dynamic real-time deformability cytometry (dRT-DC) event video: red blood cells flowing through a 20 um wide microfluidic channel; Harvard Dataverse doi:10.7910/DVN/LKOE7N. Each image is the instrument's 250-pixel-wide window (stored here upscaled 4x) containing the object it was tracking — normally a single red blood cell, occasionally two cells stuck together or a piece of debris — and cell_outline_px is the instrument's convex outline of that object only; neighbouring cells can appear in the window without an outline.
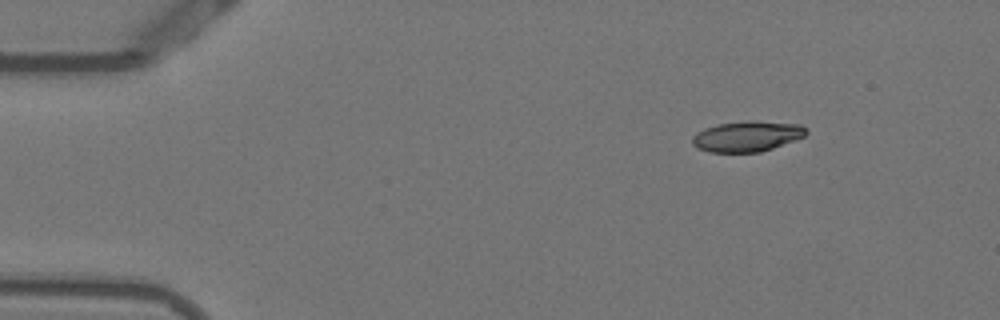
{"species": "Egyptian fruit bat (a non-hibernating species)", "species_latin": "Rousettus aegyptiacus", "temperature_condition": "warm", "stored_images_in_passage": 47, "camera_frame_rate_fps": 3000, "um_per_image_px": 0.085, "animal": {"sex": "female"}, "frame": {"image": 1, "passage_image": 1, "time_ms": 0.0, "image_size_px": [1000, 320], "cell_outline_px": [[808, 132], [804, 136], [796, 140], [760, 152], [708, 152], [692, 144], [692, 136], [696, 132], [704, 128], [716, 124], [748, 120], [752, 120], [800, 124], [808, 128]], "centroid_in_image_um": [63.51, 11.57], "position_along_channel_um": 21.5, "area_um2": 20.46}}
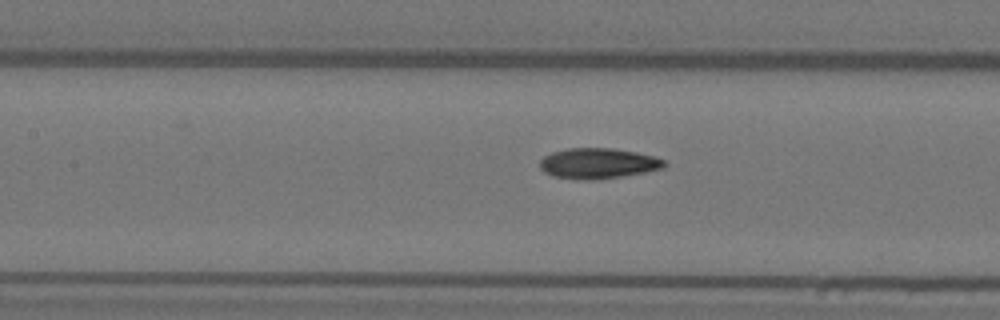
{"frame": {"image": 2, "passage_image": 18, "time_ms": 5.667, "image_size_px": [1000, 320], "cell_outline_px": [[668, 164], [664, 168], [644, 172], [620, 176], [592, 180], [588, 180], [552, 176], [544, 172], [540, 168], [540, 160], [544, 156], [552, 152], [568, 148], [612, 148], [636, 152], [652, 156], [664, 160]], "centroid_in_image_um": [50.82, 13.88], "position_along_channel_um": 156.6, "area_um2": 21.96}}
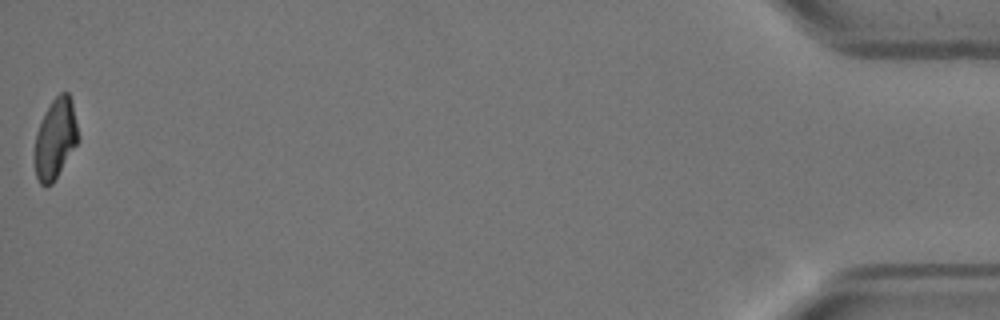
{"frame": {"image": 3, "passage_image": 47, "time_ms": 15.333, "image_size_px": [1000, 320], "cell_outline_px": [[80, 136], [76, 144], [52, 184], [40, 184], [36, 176], [36, 132], [44, 112], [52, 100], [60, 92], [68, 92], [72, 100]], "centroid_in_image_um": [4.73, 11.72], "position_along_channel_um": 430.5, "area_um2": 20.0}, "authors_computed_cell_mechanics": {"area_um2": 21.6172, "velocity_mm_per_s": 3.8262, "shape_relaxation_time_tau1_ms": 9.5942, "shape_relaxation_time_tau2_ms": 3.1082, "deformation_change_tau1": 0.2613, "deformation_change_tau2": 0.083}}